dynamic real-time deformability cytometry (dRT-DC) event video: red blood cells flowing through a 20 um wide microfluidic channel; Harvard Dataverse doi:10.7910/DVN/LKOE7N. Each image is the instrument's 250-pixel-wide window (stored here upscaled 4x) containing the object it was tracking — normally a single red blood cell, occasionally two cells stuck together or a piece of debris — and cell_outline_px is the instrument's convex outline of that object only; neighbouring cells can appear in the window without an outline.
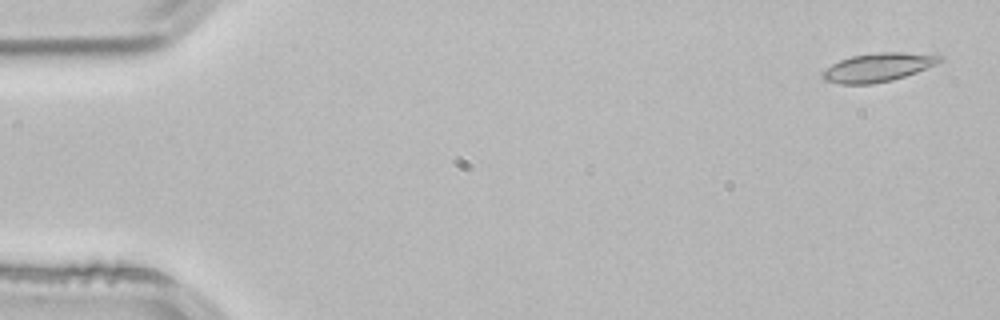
{"species": "common noctule bat (a hibernating species)", "species_latin": "Nyctalus noctula", "temperature_condition": "room temperature", "stored_images_in_passage": 4, "camera_frame_rate_fps": 3000, "um_per_image_px": 0.085, "animal": {"sex": "male", "body_mass_g": 21.5, "forearm_length_mm": 52.0}, "frame": {"image": 1, "passage_image": 1, "time_ms": 0.0, "image_size_px": [1000, 320], "cell_outline_px": [[944, 60], [936, 64], [916, 72], [892, 80], [872, 84], [840, 84], [824, 80], [820, 76], [820, 72], [832, 64], [840, 60], [852, 56], [880, 52], [904, 52], [944, 56]], "centroid_in_image_um": [74.6, 5.73], "position_along_channel_um": 10.4, "area_um2": 19.54}}
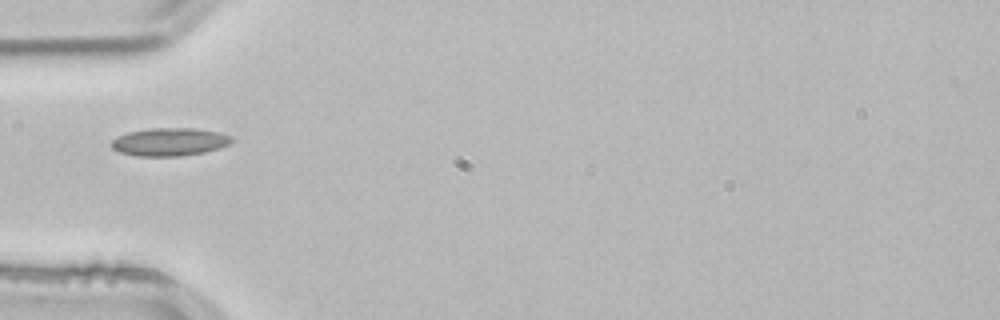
{"frame": {"image": 2, "passage_image": 4, "time_ms": 1.0, "image_size_px": [1000, 320], "cell_outline_px": [[236, 140], [220, 148], [204, 152], [180, 156], [136, 156], [120, 152], [112, 148], [112, 140], [128, 132], [148, 128], [196, 128], [220, 132], [232, 136]], "centroid_in_image_um": [14.47, 12.05], "position_along_channel_um": 70.5, "area_um2": 19.71}}